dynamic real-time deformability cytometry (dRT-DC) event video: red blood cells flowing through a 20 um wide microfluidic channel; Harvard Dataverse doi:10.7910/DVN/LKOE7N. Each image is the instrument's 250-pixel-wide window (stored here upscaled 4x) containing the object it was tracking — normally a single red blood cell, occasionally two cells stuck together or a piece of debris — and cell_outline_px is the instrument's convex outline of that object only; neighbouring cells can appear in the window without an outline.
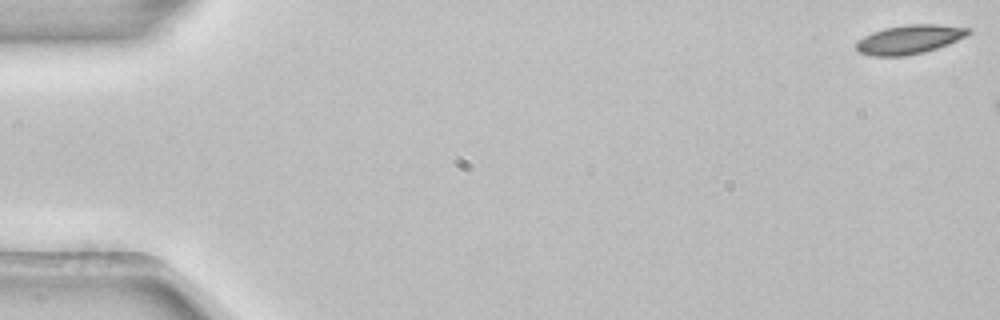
{"species": "common noctule bat (a hibernating species)", "species_latin": "Nyctalus noctula", "temperature_condition": "room temperature", "stored_images_in_passage": 2, "camera_frame_rate_fps": 3000, "um_per_image_px": 0.085, "animal": {"sex": "female", "body_mass_g": 22.7, "forearm_length_mm": 54.2}, "frame": {"image": 1, "passage_image": 1, "time_ms": 0.0, "image_size_px": [1000, 320], "cell_outline_px": [[972, 32], [968, 36], [948, 44], [924, 52], [904, 56], [872, 56], [860, 52], [856, 48], [856, 40], [872, 32], [884, 28], [908, 24], [936, 24], [972, 28]], "centroid_in_image_um": [77.33, 3.34], "position_along_channel_um": 7.7, "area_um2": 19.07}}